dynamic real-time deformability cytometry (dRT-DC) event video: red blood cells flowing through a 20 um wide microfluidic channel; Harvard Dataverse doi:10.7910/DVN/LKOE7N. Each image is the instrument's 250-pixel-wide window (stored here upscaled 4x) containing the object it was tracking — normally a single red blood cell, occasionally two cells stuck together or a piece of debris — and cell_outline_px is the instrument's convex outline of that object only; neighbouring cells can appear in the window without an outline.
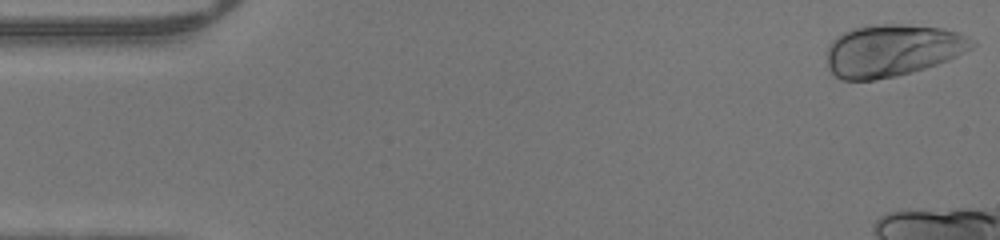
{"species": "human", "species_latin": "Homo sapiens", "temperature_condition": "warm", "stored_images_in_passage": 11, "camera_frame_rate_fps": 3000, "um_per_image_px": 0.085, "donor": {"sex": "male"}, "frame": {"image": 1, "passage_image": 1, "time_ms": 0.0, "image_size_px": [1000, 240], "cell_outline_px": [[976, 44], [972, 48], [948, 60], [912, 72], [896, 76], [872, 80], [844, 80], [836, 76], [828, 68], [828, 44], [836, 36], [852, 28], [880, 24], [900, 24], [940, 28], [956, 32], [968, 36], [976, 40]], "centroid_in_image_um": [75.85, 4.28], "position_along_channel_um": 9.2, "area_um2": 43.93}}